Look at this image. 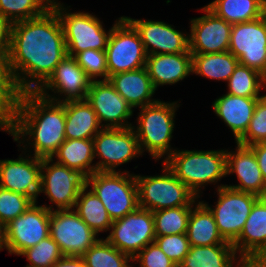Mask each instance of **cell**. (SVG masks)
I'll use <instances>...</instances> for the list:
<instances>
[{
	"instance_id": "cell-1",
	"label": "cell",
	"mask_w": 266,
	"mask_h": 267,
	"mask_svg": "<svg viewBox=\"0 0 266 267\" xmlns=\"http://www.w3.org/2000/svg\"><path fill=\"white\" fill-rule=\"evenodd\" d=\"M66 55L62 24L52 7L41 16L12 23L5 59L21 92L37 91Z\"/></svg>"
},
{
	"instance_id": "cell-2",
	"label": "cell",
	"mask_w": 266,
	"mask_h": 267,
	"mask_svg": "<svg viewBox=\"0 0 266 267\" xmlns=\"http://www.w3.org/2000/svg\"><path fill=\"white\" fill-rule=\"evenodd\" d=\"M9 134L15 141L30 135L34 140V156L51 158L66 140L65 102L51 101L36 91L22 92Z\"/></svg>"
},
{
	"instance_id": "cell-3",
	"label": "cell",
	"mask_w": 266,
	"mask_h": 267,
	"mask_svg": "<svg viewBox=\"0 0 266 267\" xmlns=\"http://www.w3.org/2000/svg\"><path fill=\"white\" fill-rule=\"evenodd\" d=\"M164 163L196 197L202 185L217 182L227 175L226 150H175Z\"/></svg>"
},
{
	"instance_id": "cell-4",
	"label": "cell",
	"mask_w": 266,
	"mask_h": 267,
	"mask_svg": "<svg viewBox=\"0 0 266 267\" xmlns=\"http://www.w3.org/2000/svg\"><path fill=\"white\" fill-rule=\"evenodd\" d=\"M176 107L177 103L175 102L165 103L161 101L140 107L139 126L134 132L139 142L141 154L144 151L142 147H145V150H148L155 159H159L166 153L169 157L174 152L170 149L169 143L174 128L173 118Z\"/></svg>"
},
{
	"instance_id": "cell-5",
	"label": "cell",
	"mask_w": 266,
	"mask_h": 267,
	"mask_svg": "<svg viewBox=\"0 0 266 267\" xmlns=\"http://www.w3.org/2000/svg\"><path fill=\"white\" fill-rule=\"evenodd\" d=\"M164 175H135L140 208L157 211L166 208L192 206L196 195L183 184L164 163Z\"/></svg>"
},
{
	"instance_id": "cell-6",
	"label": "cell",
	"mask_w": 266,
	"mask_h": 267,
	"mask_svg": "<svg viewBox=\"0 0 266 267\" xmlns=\"http://www.w3.org/2000/svg\"><path fill=\"white\" fill-rule=\"evenodd\" d=\"M125 173L96 171L88 177L87 185L101 200L112 221L139 207L135 176Z\"/></svg>"
},
{
	"instance_id": "cell-7",
	"label": "cell",
	"mask_w": 266,
	"mask_h": 267,
	"mask_svg": "<svg viewBox=\"0 0 266 267\" xmlns=\"http://www.w3.org/2000/svg\"><path fill=\"white\" fill-rule=\"evenodd\" d=\"M111 28L106 46L109 76L146 66L147 53L135 28L120 17Z\"/></svg>"
},
{
	"instance_id": "cell-8",
	"label": "cell",
	"mask_w": 266,
	"mask_h": 267,
	"mask_svg": "<svg viewBox=\"0 0 266 267\" xmlns=\"http://www.w3.org/2000/svg\"><path fill=\"white\" fill-rule=\"evenodd\" d=\"M51 7L61 21L68 56L74 57L77 53L88 49L106 50L111 29L106 34L97 17L83 12H65V14L63 11L65 8L54 0Z\"/></svg>"
},
{
	"instance_id": "cell-9",
	"label": "cell",
	"mask_w": 266,
	"mask_h": 267,
	"mask_svg": "<svg viewBox=\"0 0 266 267\" xmlns=\"http://www.w3.org/2000/svg\"><path fill=\"white\" fill-rule=\"evenodd\" d=\"M215 209L204 203L213 213L219 233L226 242L233 244L240 236L254 203L260 198L255 194L221 185Z\"/></svg>"
},
{
	"instance_id": "cell-10",
	"label": "cell",
	"mask_w": 266,
	"mask_h": 267,
	"mask_svg": "<svg viewBox=\"0 0 266 267\" xmlns=\"http://www.w3.org/2000/svg\"><path fill=\"white\" fill-rule=\"evenodd\" d=\"M52 161L42 158L40 193L44 192L58 209H72L80 190L88 187V176L56 162L49 165Z\"/></svg>"
},
{
	"instance_id": "cell-11",
	"label": "cell",
	"mask_w": 266,
	"mask_h": 267,
	"mask_svg": "<svg viewBox=\"0 0 266 267\" xmlns=\"http://www.w3.org/2000/svg\"><path fill=\"white\" fill-rule=\"evenodd\" d=\"M106 240L132 259L156 238L152 211L138 207L113 221Z\"/></svg>"
},
{
	"instance_id": "cell-12",
	"label": "cell",
	"mask_w": 266,
	"mask_h": 267,
	"mask_svg": "<svg viewBox=\"0 0 266 267\" xmlns=\"http://www.w3.org/2000/svg\"><path fill=\"white\" fill-rule=\"evenodd\" d=\"M49 235L64 256H82L99 240L74 208L51 210Z\"/></svg>"
},
{
	"instance_id": "cell-13",
	"label": "cell",
	"mask_w": 266,
	"mask_h": 267,
	"mask_svg": "<svg viewBox=\"0 0 266 267\" xmlns=\"http://www.w3.org/2000/svg\"><path fill=\"white\" fill-rule=\"evenodd\" d=\"M134 126L129 128H102L93 138L94 156L102 160L96 163V171L116 172L114 168L130 161L136 155H141L139 142L134 132Z\"/></svg>"
},
{
	"instance_id": "cell-14",
	"label": "cell",
	"mask_w": 266,
	"mask_h": 267,
	"mask_svg": "<svg viewBox=\"0 0 266 267\" xmlns=\"http://www.w3.org/2000/svg\"><path fill=\"white\" fill-rule=\"evenodd\" d=\"M229 52L266 78V24L262 18L233 24Z\"/></svg>"
},
{
	"instance_id": "cell-15",
	"label": "cell",
	"mask_w": 266,
	"mask_h": 267,
	"mask_svg": "<svg viewBox=\"0 0 266 267\" xmlns=\"http://www.w3.org/2000/svg\"><path fill=\"white\" fill-rule=\"evenodd\" d=\"M51 210L52 207L36 206V202H34L23 214L6 225L10 254L20 255L24 250L50 236Z\"/></svg>"
},
{
	"instance_id": "cell-16",
	"label": "cell",
	"mask_w": 266,
	"mask_h": 267,
	"mask_svg": "<svg viewBox=\"0 0 266 267\" xmlns=\"http://www.w3.org/2000/svg\"><path fill=\"white\" fill-rule=\"evenodd\" d=\"M202 10L207 14L191 20L189 51L191 54L228 51L232 24L218 17L207 6Z\"/></svg>"
},
{
	"instance_id": "cell-17",
	"label": "cell",
	"mask_w": 266,
	"mask_h": 267,
	"mask_svg": "<svg viewBox=\"0 0 266 267\" xmlns=\"http://www.w3.org/2000/svg\"><path fill=\"white\" fill-rule=\"evenodd\" d=\"M86 100L96 112L100 124L102 121L110 122L104 126L105 128H129L132 126L125 121L132 116V107L108 80L92 81Z\"/></svg>"
},
{
	"instance_id": "cell-18",
	"label": "cell",
	"mask_w": 266,
	"mask_h": 267,
	"mask_svg": "<svg viewBox=\"0 0 266 267\" xmlns=\"http://www.w3.org/2000/svg\"><path fill=\"white\" fill-rule=\"evenodd\" d=\"M92 80L77 64L74 57H66L56 66L48 80L36 91L40 96L59 103L67 101L85 100ZM46 89L64 93L65 100L50 97ZM48 94V95H47ZM67 94V95H66Z\"/></svg>"
},
{
	"instance_id": "cell-19",
	"label": "cell",
	"mask_w": 266,
	"mask_h": 267,
	"mask_svg": "<svg viewBox=\"0 0 266 267\" xmlns=\"http://www.w3.org/2000/svg\"><path fill=\"white\" fill-rule=\"evenodd\" d=\"M42 158L20 157L0 160V187L28 196L33 202L40 194Z\"/></svg>"
},
{
	"instance_id": "cell-20",
	"label": "cell",
	"mask_w": 266,
	"mask_h": 267,
	"mask_svg": "<svg viewBox=\"0 0 266 267\" xmlns=\"http://www.w3.org/2000/svg\"><path fill=\"white\" fill-rule=\"evenodd\" d=\"M124 18L138 32L147 55L190 52L188 36L172 28V25L161 21Z\"/></svg>"
},
{
	"instance_id": "cell-21",
	"label": "cell",
	"mask_w": 266,
	"mask_h": 267,
	"mask_svg": "<svg viewBox=\"0 0 266 267\" xmlns=\"http://www.w3.org/2000/svg\"><path fill=\"white\" fill-rule=\"evenodd\" d=\"M236 153L226 151V172L237 174L239 185H226L232 189L266 197V184L257 158L249 146L237 143Z\"/></svg>"
},
{
	"instance_id": "cell-22",
	"label": "cell",
	"mask_w": 266,
	"mask_h": 267,
	"mask_svg": "<svg viewBox=\"0 0 266 267\" xmlns=\"http://www.w3.org/2000/svg\"><path fill=\"white\" fill-rule=\"evenodd\" d=\"M146 69L155 89L159 85L174 84L192 72V54L165 53L147 55Z\"/></svg>"
},
{
	"instance_id": "cell-23",
	"label": "cell",
	"mask_w": 266,
	"mask_h": 267,
	"mask_svg": "<svg viewBox=\"0 0 266 267\" xmlns=\"http://www.w3.org/2000/svg\"><path fill=\"white\" fill-rule=\"evenodd\" d=\"M232 245L240 257L266 255V197L254 203L240 236Z\"/></svg>"
},
{
	"instance_id": "cell-24",
	"label": "cell",
	"mask_w": 266,
	"mask_h": 267,
	"mask_svg": "<svg viewBox=\"0 0 266 267\" xmlns=\"http://www.w3.org/2000/svg\"><path fill=\"white\" fill-rule=\"evenodd\" d=\"M108 81L132 108L144 107L158 101L151 100L156 89L146 67L111 75Z\"/></svg>"
},
{
	"instance_id": "cell-25",
	"label": "cell",
	"mask_w": 266,
	"mask_h": 267,
	"mask_svg": "<svg viewBox=\"0 0 266 267\" xmlns=\"http://www.w3.org/2000/svg\"><path fill=\"white\" fill-rule=\"evenodd\" d=\"M259 98L227 93L213 103L214 112L230 127L236 142L246 133Z\"/></svg>"
},
{
	"instance_id": "cell-26",
	"label": "cell",
	"mask_w": 266,
	"mask_h": 267,
	"mask_svg": "<svg viewBox=\"0 0 266 267\" xmlns=\"http://www.w3.org/2000/svg\"><path fill=\"white\" fill-rule=\"evenodd\" d=\"M99 126L96 112L86 99L65 102L66 139H93L101 130Z\"/></svg>"
},
{
	"instance_id": "cell-27",
	"label": "cell",
	"mask_w": 266,
	"mask_h": 267,
	"mask_svg": "<svg viewBox=\"0 0 266 267\" xmlns=\"http://www.w3.org/2000/svg\"><path fill=\"white\" fill-rule=\"evenodd\" d=\"M192 209L186 231L190 246L231 244L223 239L213 213L203 202H199L196 208Z\"/></svg>"
},
{
	"instance_id": "cell-28",
	"label": "cell",
	"mask_w": 266,
	"mask_h": 267,
	"mask_svg": "<svg viewBox=\"0 0 266 267\" xmlns=\"http://www.w3.org/2000/svg\"><path fill=\"white\" fill-rule=\"evenodd\" d=\"M54 155L58 159L56 163L80 170L88 177L96 172V166H91L95 158L93 139H66L51 158Z\"/></svg>"
},
{
	"instance_id": "cell-29",
	"label": "cell",
	"mask_w": 266,
	"mask_h": 267,
	"mask_svg": "<svg viewBox=\"0 0 266 267\" xmlns=\"http://www.w3.org/2000/svg\"><path fill=\"white\" fill-rule=\"evenodd\" d=\"M236 252L232 244L190 246L179 267H233Z\"/></svg>"
},
{
	"instance_id": "cell-30",
	"label": "cell",
	"mask_w": 266,
	"mask_h": 267,
	"mask_svg": "<svg viewBox=\"0 0 266 267\" xmlns=\"http://www.w3.org/2000/svg\"><path fill=\"white\" fill-rule=\"evenodd\" d=\"M6 59L0 58V129L10 132L21 96Z\"/></svg>"
},
{
	"instance_id": "cell-31",
	"label": "cell",
	"mask_w": 266,
	"mask_h": 267,
	"mask_svg": "<svg viewBox=\"0 0 266 267\" xmlns=\"http://www.w3.org/2000/svg\"><path fill=\"white\" fill-rule=\"evenodd\" d=\"M238 63V59L229 51L192 54V73L228 81Z\"/></svg>"
},
{
	"instance_id": "cell-32",
	"label": "cell",
	"mask_w": 266,
	"mask_h": 267,
	"mask_svg": "<svg viewBox=\"0 0 266 267\" xmlns=\"http://www.w3.org/2000/svg\"><path fill=\"white\" fill-rule=\"evenodd\" d=\"M88 189L80 190L75 206L78 216L97 234L101 231L110 230L113 223L106 208L97 195Z\"/></svg>"
},
{
	"instance_id": "cell-33",
	"label": "cell",
	"mask_w": 266,
	"mask_h": 267,
	"mask_svg": "<svg viewBox=\"0 0 266 267\" xmlns=\"http://www.w3.org/2000/svg\"><path fill=\"white\" fill-rule=\"evenodd\" d=\"M261 3L262 0H215L207 7L233 25L261 17Z\"/></svg>"
},
{
	"instance_id": "cell-34",
	"label": "cell",
	"mask_w": 266,
	"mask_h": 267,
	"mask_svg": "<svg viewBox=\"0 0 266 267\" xmlns=\"http://www.w3.org/2000/svg\"><path fill=\"white\" fill-rule=\"evenodd\" d=\"M266 85V78L258 71L242 64H237L228 79V94L241 97H262L260 89Z\"/></svg>"
},
{
	"instance_id": "cell-35",
	"label": "cell",
	"mask_w": 266,
	"mask_h": 267,
	"mask_svg": "<svg viewBox=\"0 0 266 267\" xmlns=\"http://www.w3.org/2000/svg\"><path fill=\"white\" fill-rule=\"evenodd\" d=\"M82 258L86 267H130L128 261L133 260L106 239H99L82 255Z\"/></svg>"
},
{
	"instance_id": "cell-36",
	"label": "cell",
	"mask_w": 266,
	"mask_h": 267,
	"mask_svg": "<svg viewBox=\"0 0 266 267\" xmlns=\"http://www.w3.org/2000/svg\"><path fill=\"white\" fill-rule=\"evenodd\" d=\"M191 208L182 206L153 211L156 236L186 234Z\"/></svg>"
},
{
	"instance_id": "cell-37",
	"label": "cell",
	"mask_w": 266,
	"mask_h": 267,
	"mask_svg": "<svg viewBox=\"0 0 266 267\" xmlns=\"http://www.w3.org/2000/svg\"><path fill=\"white\" fill-rule=\"evenodd\" d=\"M53 0H0V15L11 23L32 19L51 8Z\"/></svg>"
},
{
	"instance_id": "cell-38",
	"label": "cell",
	"mask_w": 266,
	"mask_h": 267,
	"mask_svg": "<svg viewBox=\"0 0 266 267\" xmlns=\"http://www.w3.org/2000/svg\"><path fill=\"white\" fill-rule=\"evenodd\" d=\"M20 255L26 256L31 263L26 267H51L64 256L58 244L50 236L24 250Z\"/></svg>"
},
{
	"instance_id": "cell-39",
	"label": "cell",
	"mask_w": 266,
	"mask_h": 267,
	"mask_svg": "<svg viewBox=\"0 0 266 267\" xmlns=\"http://www.w3.org/2000/svg\"><path fill=\"white\" fill-rule=\"evenodd\" d=\"M34 203L28 196L0 187V222L7 225Z\"/></svg>"
},
{
	"instance_id": "cell-40",
	"label": "cell",
	"mask_w": 266,
	"mask_h": 267,
	"mask_svg": "<svg viewBox=\"0 0 266 267\" xmlns=\"http://www.w3.org/2000/svg\"><path fill=\"white\" fill-rule=\"evenodd\" d=\"M266 142V95L260 97L246 133L236 142L244 146Z\"/></svg>"
},
{
	"instance_id": "cell-41",
	"label": "cell",
	"mask_w": 266,
	"mask_h": 267,
	"mask_svg": "<svg viewBox=\"0 0 266 267\" xmlns=\"http://www.w3.org/2000/svg\"><path fill=\"white\" fill-rule=\"evenodd\" d=\"M74 58L92 81L97 76L104 77L103 80H108L109 74L105 50H84L77 53Z\"/></svg>"
},
{
	"instance_id": "cell-42",
	"label": "cell",
	"mask_w": 266,
	"mask_h": 267,
	"mask_svg": "<svg viewBox=\"0 0 266 267\" xmlns=\"http://www.w3.org/2000/svg\"><path fill=\"white\" fill-rule=\"evenodd\" d=\"M154 242L177 266L183 261L190 248L186 234L156 236Z\"/></svg>"
},
{
	"instance_id": "cell-43",
	"label": "cell",
	"mask_w": 266,
	"mask_h": 267,
	"mask_svg": "<svg viewBox=\"0 0 266 267\" xmlns=\"http://www.w3.org/2000/svg\"><path fill=\"white\" fill-rule=\"evenodd\" d=\"M136 259L141 267H177V264L169 259L155 242L148 244L135 255L133 261Z\"/></svg>"
},
{
	"instance_id": "cell-44",
	"label": "cell",
	"mask_w": 266,
	"mask_h": 267,
	"mask_svg": "<svg viewBox=\"0 0 266 267\" xmlns=\"http://www.w3.org/2000/svg\"><path fill=\"white\" fill-rule=\"evenodd\" d=\"M12 23L0 15V58L7 57L10 48Z\"/></svg>"
},
{
	"instance_id": "cell-45",
	"label": "cell",
	"mask_w": 266,
	"mask_h": 267,
	"mask_svg": "<svg viewBox=\"0 0 266 267\" xmlns=\"http://www.w3.org/2000/svg\"><path fill=\"white\" fill-rule=\"evenodd\" d=\"M249 147L253 150L257 158L259 168L266 184V142L256 143Z\"/></svg>"
},
{
	"instance_id": "cell-46",
	"label": "cell",
	"mask_w": 266,
	"mask_h": 267,
	"mask_svg": "<svg viewBox=\"0 0 266 267\" xmlns=\"http://www.w3.org/2000/svg\"><path fill=\"white\" fill-rule=\"evenodd\" d=\"M239 261L237 267H266V255L243 256Z\"/></svg>"
},
{
	"instance_id": "cell-47",
	"label": "cell",
	"mask_w": 266,
	"mask_h": 267,
	"mask_svg": "<svg viewBox=\"0 0 266 267\" xmlns=\"http://www.w3.org/2000/svg\"><path fill=\"white\" fill-rule=\"evenodd\" d=\"M51 267H86L82 256H63Z\"/></svg>"
},
{
	"instance_id": "cell-48",
	"label": "cell",
	"mask_w": 266,
	"mask_h": 267,
	"mask_svg": "<svg viewBox=\"0 0 266 267\" xmlns=\"http://www.w3.org/2000/svg\"><path fill=\"white\" fill-rule=\"evenodd\" d=\"M3 247L8 250L6 225L0 222V250L3 249Z\"/></svg>"
},
{
	"instance_id": "cell-49",
	"label": "cell",
	"mask_w": 266,
	"mask_h": 267,
	"mask_svg": "<svg viewBox=\"0 0 266 267\" xmlns=\"http://www.w3.org/2000/svg\"><path fill=\"white\" fill-rule=\"evenodd\" d=\"M261 18L263 22L266 24V0H262L261 3Z\"/></svg>"
}]
</instances>
